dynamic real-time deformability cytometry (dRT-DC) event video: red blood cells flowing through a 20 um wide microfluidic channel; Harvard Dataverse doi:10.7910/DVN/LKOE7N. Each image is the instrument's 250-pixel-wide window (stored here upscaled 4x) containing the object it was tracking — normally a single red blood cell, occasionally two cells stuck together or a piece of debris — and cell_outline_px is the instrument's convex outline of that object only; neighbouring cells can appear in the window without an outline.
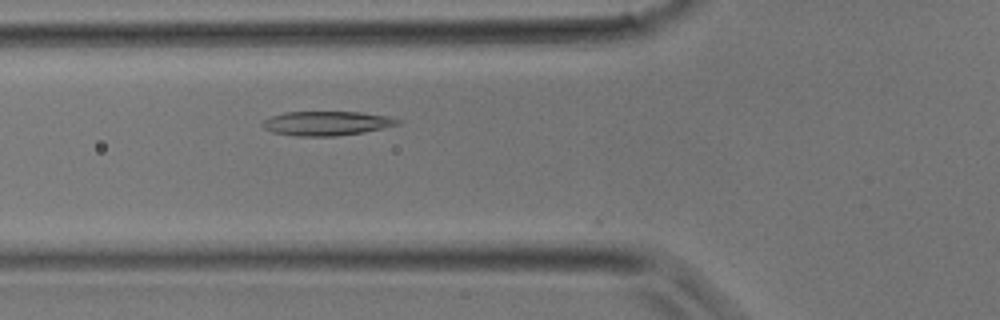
{"species": "common noctule bat (a hibernating species)", "species_latin": "Nyctalus noctula", "temperature_condition": "room temperature", "stored_images_in_passage": 10, "camera_frame_rate_fps": 3000, "um_per_image_px": 0.085, "animal": {"sex": "male", "body_mass_g": 17.9}, "frame": {"image": 1, "passage_image": 9, "time_ms": 2.667, "image_size_px": [1000, 320], "cell_outline_px": [[400, 124], [364, 132], [336, 136], [296, 136], [272, 132], [264, 128], [260, 124], [264, 120], [272, 116], [284, 112], [360, 112], [388, 116], [400, 120]], "centroid_in_image_um": [27.75, 10.48], "position_along_channel_um": 98.1, "area_um2": 19.07}}